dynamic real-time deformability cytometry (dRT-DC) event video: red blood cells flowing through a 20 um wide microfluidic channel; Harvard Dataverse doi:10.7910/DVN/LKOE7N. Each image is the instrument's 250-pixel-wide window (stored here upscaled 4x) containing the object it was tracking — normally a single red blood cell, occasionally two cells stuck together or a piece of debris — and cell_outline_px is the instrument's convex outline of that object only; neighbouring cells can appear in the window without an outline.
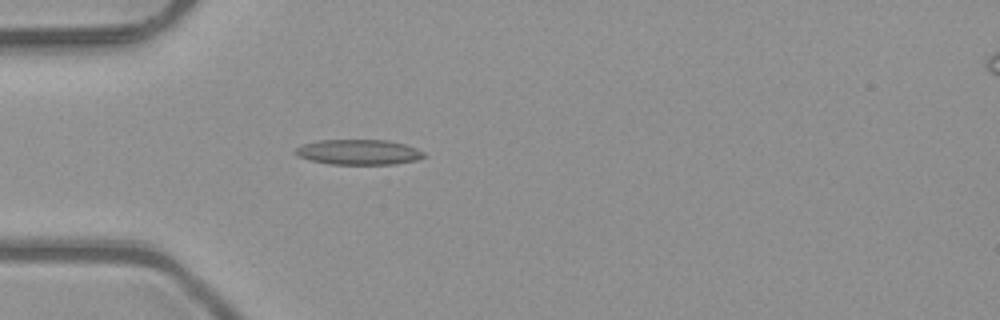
{"species": "common noctule bat (a hibernating species)", "species_latin": "Nyctalus noctula", "temperature_condition": "room temperature", "stored_images_in_passage": 5, "camera_frame_rate_fps": 3000, "um_per_image_px": 0.085, "animal": {"sex": "male", "body_mass_g": 23.1, "forearm_length_mm": 52.7}, "frame": {"image": 1, "passage_image": 5, "time_ms": 1.333, "image_size_px": [1000, 320], "cell_outline_px": [[424, 156], [416, 160], [392, 164], [328, 164], [296, 156], [292, 152], [296, 148], [304, 144], [320, 140], [388, 140], [404, 144], [416, 148], [424, 152]], "centroid_in_image_um": [30.45, 12.93], "position_along_channel_um": 54.6, "area_um2": 18.79}}